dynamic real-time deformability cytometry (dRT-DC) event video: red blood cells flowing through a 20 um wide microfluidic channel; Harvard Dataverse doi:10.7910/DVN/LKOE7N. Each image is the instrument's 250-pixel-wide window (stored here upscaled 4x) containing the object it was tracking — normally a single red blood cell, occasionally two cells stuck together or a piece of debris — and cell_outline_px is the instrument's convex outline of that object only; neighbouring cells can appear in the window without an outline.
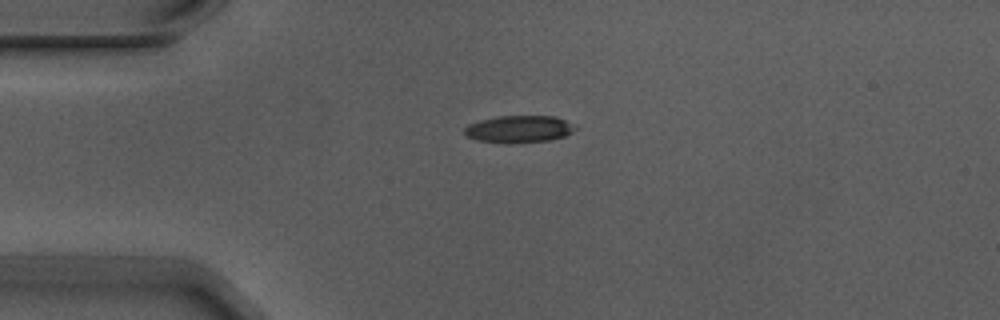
{"species": "Egyptian fruit bat (a non-hibernating species)", "species_latin": "Rousettus aegyptiacus", "temperature_condition": "warm", "stored_images_in_passage": 1, "camera_frame_rate_fps": 3000, "um_per_image_px": 0.085, "animal": {"sex": "male"}, "frame": {"image": 1, "passage_image": 1, "time_ms": 0.0, "image_size_px": [1000, 320], "cell_outline_px": [[576, 128], [572, 132], [564, 136], [548, 140], [508, 144], [476, 140], [464, 136], [464, 128], [468, 124], [480, 120], [496, 116], [556, 116], [572, 124]], "centroid_in_image_um": [44.05, 10.98], "position_along_channel_um": 41.0, "area_um2": 17.63}}